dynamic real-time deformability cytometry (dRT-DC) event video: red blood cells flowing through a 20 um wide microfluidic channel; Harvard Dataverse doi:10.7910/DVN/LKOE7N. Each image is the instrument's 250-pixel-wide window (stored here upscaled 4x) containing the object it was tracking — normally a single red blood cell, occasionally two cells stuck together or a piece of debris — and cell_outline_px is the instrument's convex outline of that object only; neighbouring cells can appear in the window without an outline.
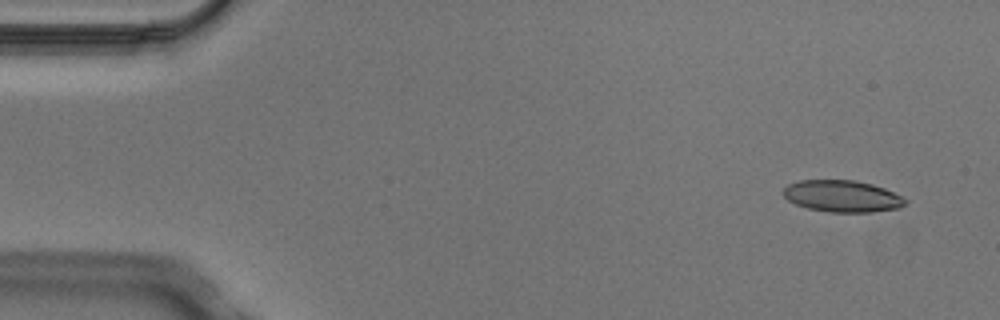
{"species": "Egyptian fruit bat (a non-hibernating species)", "species_latin": "Rousettus aegyptiacus", "temperature_condition": "cold", "stored_images_in_passage": 3, "camera_frame_rate_fps": 3000, "um_per_image_px": 0.085, "animal": {"sex": "male"}, "frame": {"image": 1, "passage_image": 1, "time_ms": 0.0, "image_size_px": [1000, 320], "cell_outline_px": [[908, 200], [900, 208], [872, 212], [828, 212], [808, 208], [796, 204], [788, 200], [784, 196], [784, 188], [788, 184], [800, 180], [856, 180], [872, 184], [884, 188]], "centroid_in_image_um": [71.59, 16.67], "position_along_channel_um": 13.4, "area_um2": 22.48}}
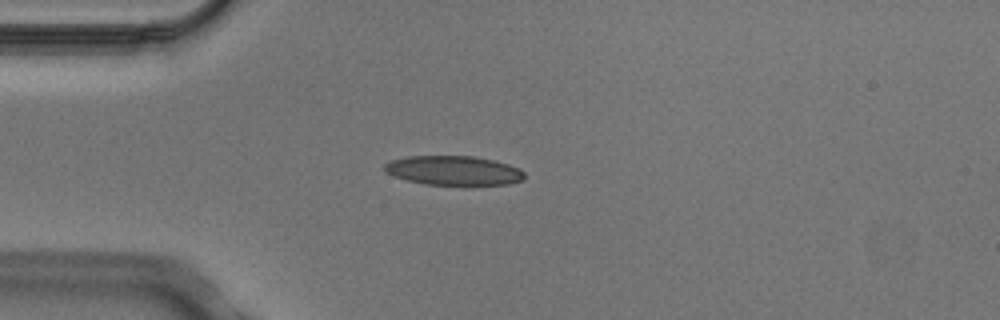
{"frame": {"image": 2, "passage_image": 3, "time_ms": 0.667, "image_size_px": [1000, 320], "cell_outline_px": [[524, 180], [508, 184], [464, 188], [424, 184], [392, 176], [384, 168], [384, 164], [392, 160], [408, 156], [472, 156], [492, 160], [508, 164], [524, 172]], "centroid_in_image_um": [38.59, 14.55], "position_along_channel_um": 46.4, "area_um2": 24.74}}